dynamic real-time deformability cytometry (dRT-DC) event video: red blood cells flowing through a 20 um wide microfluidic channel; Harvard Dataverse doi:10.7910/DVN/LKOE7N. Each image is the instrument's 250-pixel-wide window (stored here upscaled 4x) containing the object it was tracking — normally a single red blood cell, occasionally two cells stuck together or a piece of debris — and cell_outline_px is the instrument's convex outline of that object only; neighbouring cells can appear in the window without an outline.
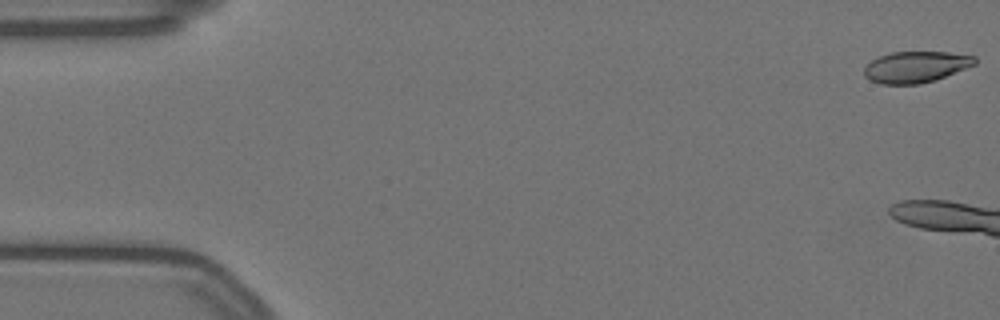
{"species": "Egyptian fruit bat (a non-hibernating species)", "species_latin": "Rousettus aegyptiacus", "temperature_condition": "warm", "stored_images_in_passage": 6, "camera_frame_rate_fps": 3000, "um_per_image_px": 0.085, "animal": {"sex": "female"}, "frame": {"image": 1, "passage_image": 1, "time_ms": 0.0, "image_size_px": [1000, 320], "cell_outline_px": [[976, 64], [936, 80], [920, 84], [880, 84], [864, 76], [864, 68], [872, 60], [880, 56], [892, 52], [948, 52], [976, 56]], "centroid_in_image_um": [77.86, 5.69], "position_along_channel_um": 7.1, "area_um2": 20.11}}